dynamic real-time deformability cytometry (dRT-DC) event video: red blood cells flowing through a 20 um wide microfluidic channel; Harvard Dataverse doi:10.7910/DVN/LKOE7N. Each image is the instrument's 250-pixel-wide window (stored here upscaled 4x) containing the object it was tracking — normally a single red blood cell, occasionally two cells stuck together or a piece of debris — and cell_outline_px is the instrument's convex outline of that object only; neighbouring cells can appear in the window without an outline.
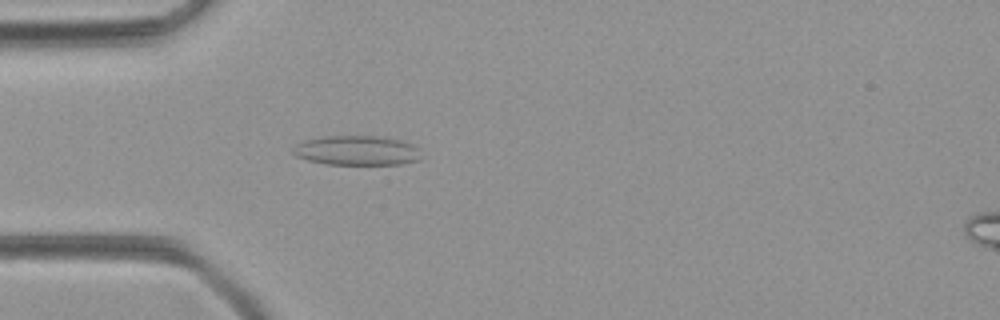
{"species": "common noctule bat (a hibernating species)", "species_latin": "Nyctalus noctula", "temperature_condition": "room temperature", "stored_images_in_passage": 50, "camera_frame_rate_fps": 3000, "um_per_image_px": 0.085, "animal": {"sex": "female", "body_mass_g": 21.9}, "frame": {"image": 1, "passage_image": 15, "time_ms": 4.667, "image_size_px": [1000, 320], "cell_outline_px": [[420, 160], [400, 164], [324, 164], [308, 160], [296, 156], [292, 152], [296, 144], [304, 140], [324, 136], [376, 136], [400, 140], [412, 144], [420, 148]], "centroid_in_image_um": [30.34, 12.79], "position_along_channel_um": 54.7, "area_um2": 22.14}}
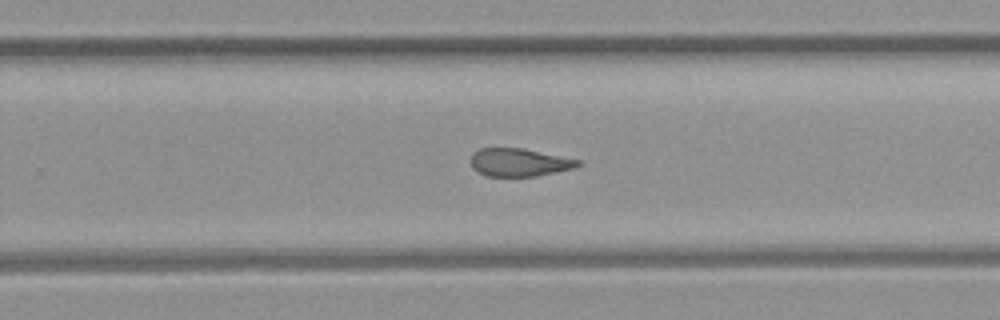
{"frame": {"image": 2, "passage_image": 32, "time_ms": 10.333, "image_size_px": [1000, 320], "cell_outline_px": [[580, 164], [572, 168], [536, 176], [488, 176], [472, 168], [468, 160], [472, 152], [480, 148], [524, 148], [580, 160]], "centroid_in_image_um": [44.05, 13.79], "position_along_channel_um": 285.7, "area_um2": 17.46}}
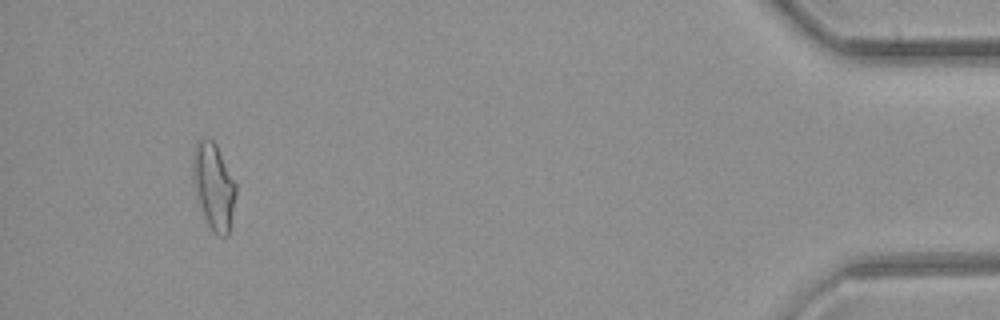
{"frame": {"image": 3, "passage_image": 47, "time_ms": 15.333, "image_size_px": [1000, 320], "cell_outline_px": [[236, 196], [228, 236], [220, 236], [208, 224], [204, 216], [196, 192], [192, 172], [192, 164], [196, 140], [200, 136], [204, 136], [212, 140], [216, 144], [236, 184]], "centroid_in_image_um": [18.16, 15.77], "position_along_channel_um": 417.0, "area_um2": 21.39}}